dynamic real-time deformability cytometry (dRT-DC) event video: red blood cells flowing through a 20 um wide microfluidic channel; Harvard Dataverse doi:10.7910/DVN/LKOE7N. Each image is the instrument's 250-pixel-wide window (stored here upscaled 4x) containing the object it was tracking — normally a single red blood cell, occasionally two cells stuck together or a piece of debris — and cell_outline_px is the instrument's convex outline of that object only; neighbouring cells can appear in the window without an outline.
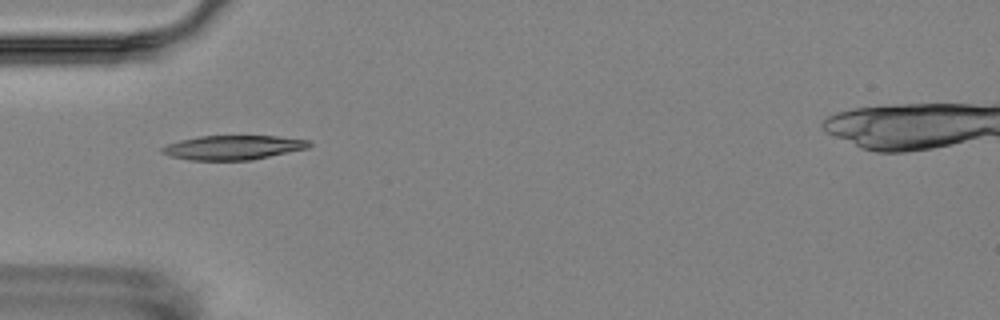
{"species": "Egyptian fruit bat (a non-hibernating species)", "species_latin": "Rousettus aegyptiacus", "temperature_condition": "room temperature", "stored_images_in_passage": 7, "camera_frame_rate_fps": 3000, "um_per_image_px": 0.085, "animal": {"sex": "female"}, "frame": {"image": 1, "passage_image": 3, "time_ms": 2.333, "image_size_px": [1000, 320], "cell_outline_px": [[312, 144], [308, 148], [252, 160], [188, 160], [172, 156], [160, 152], [160, 148], [168, 144], [180, 140], [200, 136], [276, 136], [308, 140]], "centroid_in_image_um": [19.81, 12.54], "position_along_channel_um": 65.2, "area_um2": 20.75}}
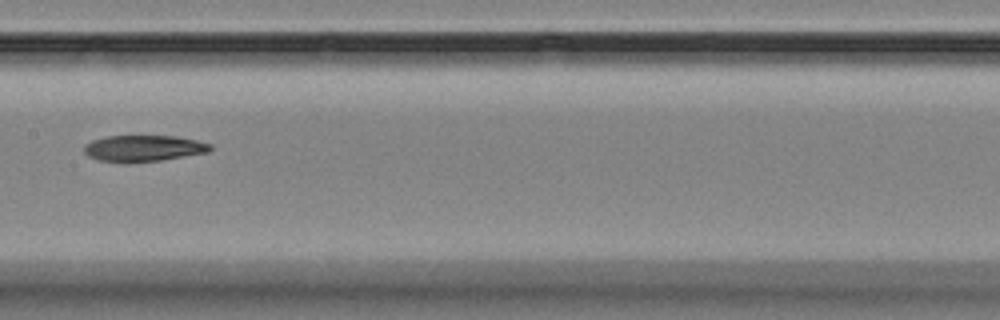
{"frame": {"image": 2, "passage_image": 6, "time_ms": 6.0, "image_size_px": [1000, 320], "cell_outline_px": [[212, 148], [208, 152], [160, 160], [100, 160], [88, 156], [84, 152], [84, 144], [92, 140], [104, 136], [176, 136], [196, 140], [212, 144]], "centroid_in_image_um": [12.22, 12.56], "position_along_channel_um": 195.2, "area_um2": 18.67}}
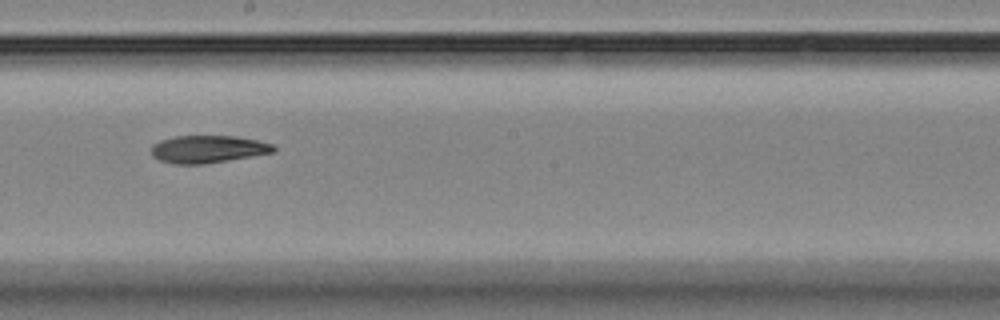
{"frame": {"image": 3, "passage_image": 7, "time_ms": 7.0, "image_size_px": [1000, 320], "cell_outline_px": [[276, 152], [204, 164], [172, 164], [160, 160], [152, 156], [152, 144], [160, 140], [172, 136], [236, 136], [256, 140], [272, 144], [276, 148]], "centroid_in_image_um": [17.66, 12.67], "position_along_channel_um": 230.5, "area_um2": 19.65}}